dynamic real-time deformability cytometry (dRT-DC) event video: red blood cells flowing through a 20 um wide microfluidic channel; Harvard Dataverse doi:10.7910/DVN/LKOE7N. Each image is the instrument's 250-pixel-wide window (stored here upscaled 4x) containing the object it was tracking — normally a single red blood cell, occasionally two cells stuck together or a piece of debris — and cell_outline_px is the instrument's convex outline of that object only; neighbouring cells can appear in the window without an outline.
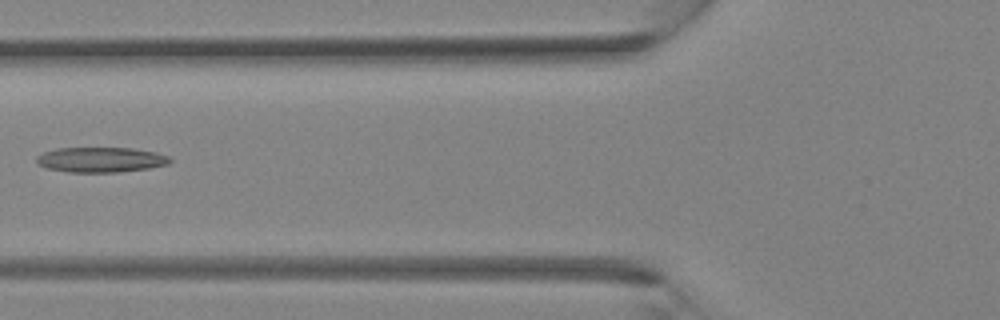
{"species": "Egyptian fruit bat (a non-hibernating species)", "species_latin": "Rousettus aegyptiacus", "temperature_condition": "room temperature", "stored_images_in_passage": 28, "camera_frame_rate_fps": 3000, "um_per_image_px": 0.085, "animal": {"sex": "female"}, "frame": {"image": 1, "passage_image": 6, "time_ms": 1.667, "image_size_px": [1000, 320], "cell_outline_px": [[172, 160], [168, 164], [148, 168], [116, 172], [68, 172], [44, 168], [36, 164], [36, 156], [44, 152], [56, 148], [132, 148], [156, 152], [168, 156]], "centroid_in_image_um": [8.52, 13.57], "position_along_channel_um": 117.3, "area_um2": 19.59}}
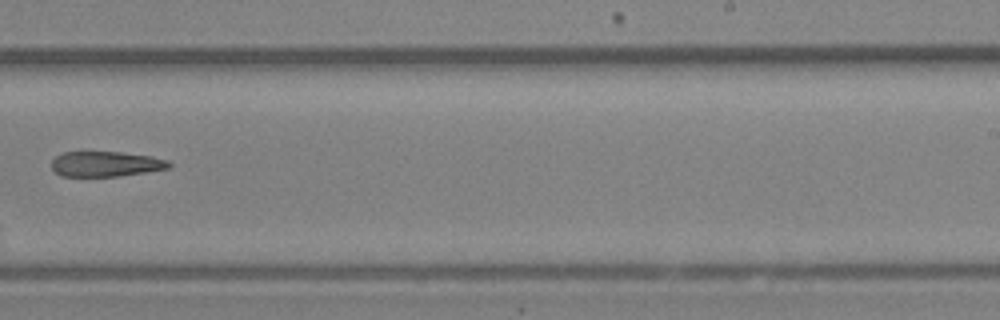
{"frame": {"image": 2, "passage_image": 15, "time_ms": 4.667, "image_size_px": [1000, 320], "cell_outline_px": [[172, 168], [120, 176], [60, 176], [52, 168], [52, 160], [56, 156], [64, 152], [84, 148], [120, 152], [152, 156], [168, 160], [172, 164]], "centroid_in_image_um": [8.97, 13.89], "position_along_channel_um": 280.0, "area_um2": 18.15}}
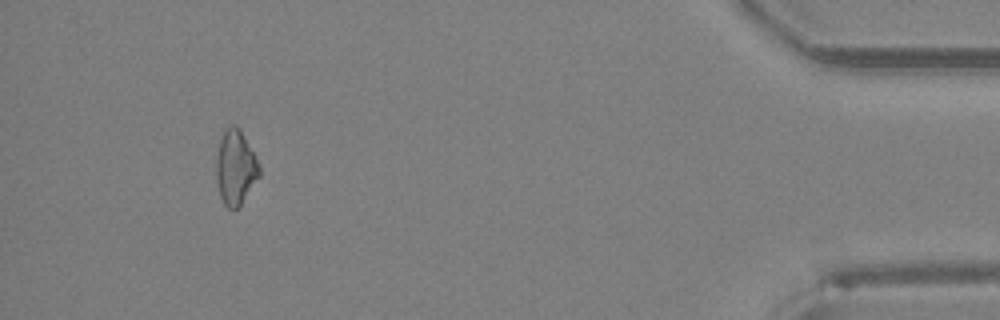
{"frame": {"image": 3, "passage_image": 26, "time_ms": 8.333, "image_size_px": [1000, 320], "cell_outline_px": [[260, 176], [240, 204], [236, 208], [228, 208], [224, 204], [220, 196], [216, 176], [216, 156], [220, 140], [224, 128], [232, 124], [236, 124], [240, 128], [260, 168]], "centroid_in_image_um": [19.99, 14.2], "position_along_channel_um": 415.2, "area_um2": 18.5}}